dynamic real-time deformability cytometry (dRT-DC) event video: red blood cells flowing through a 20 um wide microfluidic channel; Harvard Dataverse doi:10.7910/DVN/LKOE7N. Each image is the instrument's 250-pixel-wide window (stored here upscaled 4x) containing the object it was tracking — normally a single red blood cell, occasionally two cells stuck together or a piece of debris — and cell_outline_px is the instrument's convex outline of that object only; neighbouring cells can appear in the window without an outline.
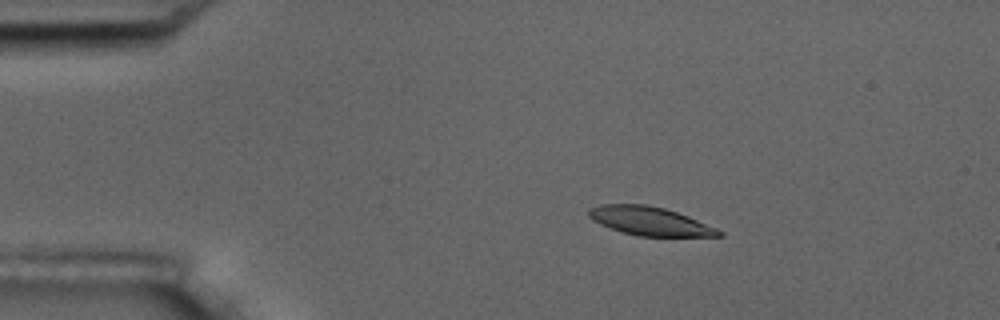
{"species": "common noctule bat (a hibernating species)", "species_latin": "Nyctalus noctula", "temperature_condition": "room temperature", "stored_images_in_passage": 5, "camera_frame_rate_fps": 3000, "um_per_image_px": 0.085, "animal": {"sex": "male", "body_mass_g": 17.5, "forearm_length_mm": 52.3}, "frame": {"image": 1, "passage_image": 3, "time_ms": 2.333, "image_size_px": [1000, 320], "cell_outline_px": [[724, 236], [636, 236], [600, 224], [592, 220], [588, 216], [588, 208], [600, 204], [644, 204], [664, 208], [688, 216], [716, 228], [724, 232]], "centroid_in_image_um": [55.22, 18.79], "position_along_channel_um": 29.8, "area_um2": 21.56}}